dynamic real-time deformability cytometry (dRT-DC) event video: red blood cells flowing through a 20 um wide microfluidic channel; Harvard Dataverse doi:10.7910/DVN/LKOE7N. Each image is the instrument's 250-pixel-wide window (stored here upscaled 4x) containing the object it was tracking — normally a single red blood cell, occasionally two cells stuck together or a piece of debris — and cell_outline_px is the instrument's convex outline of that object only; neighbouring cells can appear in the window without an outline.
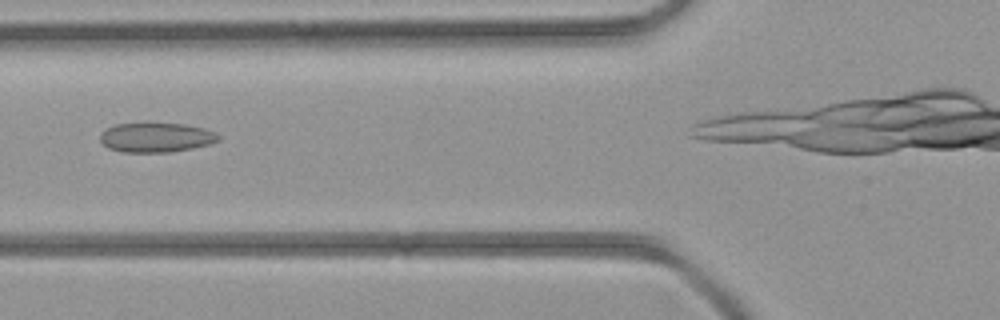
{"species": "common noctule bat (a hibernating species)", "species_latin": "Nyctalus noctula", "temperature_condition": "room temperature", "stored_images_in_passage": 4, "camera_frame_rate_fps": 3000, "um_per_image_px": 0.085, "animal": {"sex": "female", "body_mass_g": 21.9}, "frame": {"image": 1, "passage_image": 2, "time_ms": 1.0, "image_size_px": [1000, 320], "cell_outline_px": [[220, 140], [208, 144], [192, 148], [168, 152], [124, 152], [108, 148], [100, 140], [100, 132], [116, 124], [148, 120], [184, 124], [204, 128], [216, 132], [220, 136]], "centroid_in_image_um": [13.25, 11.63], "position_along_channel_um": 112.5, "area_um2": 21.1}}